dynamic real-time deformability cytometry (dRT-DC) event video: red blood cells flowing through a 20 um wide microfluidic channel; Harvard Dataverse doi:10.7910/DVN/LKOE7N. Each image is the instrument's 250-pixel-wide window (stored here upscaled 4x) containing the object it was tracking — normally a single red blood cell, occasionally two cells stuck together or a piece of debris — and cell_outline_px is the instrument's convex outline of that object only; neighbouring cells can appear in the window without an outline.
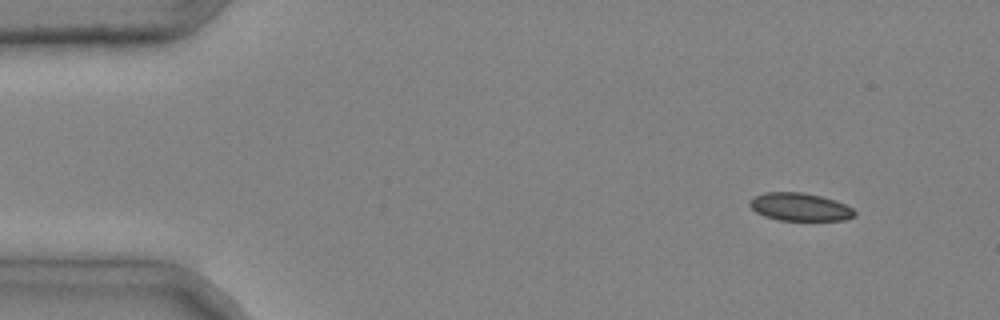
{"species": "common noctule bat (a hibernating species)", "species_latin": "Nyctalus noctula", "temperature_condition": "cold", "stored_images_in_passage": 3, "camera_frame_rate_fps": 3000, "um_per_image_px": 0.085, "animal": {"sex": "male", "body_mass_g": 20.4}, "frame": {"image": 1, "passage_image": 1, "time_ms": 0.0, "image_size_px": [1000, 320], "cell_outline_px": [[856, 216], [844, 220], [780, 220], [764, 216], [756, 212], [748, 204], [748, 200], [764, 192], [804, 192], [836, 200], [852, 208], [856, 212]], "centroid_in_image_um": [67.99, 17.58], "position_along_channel_um": 17.0, "area_um2": 17.11}}